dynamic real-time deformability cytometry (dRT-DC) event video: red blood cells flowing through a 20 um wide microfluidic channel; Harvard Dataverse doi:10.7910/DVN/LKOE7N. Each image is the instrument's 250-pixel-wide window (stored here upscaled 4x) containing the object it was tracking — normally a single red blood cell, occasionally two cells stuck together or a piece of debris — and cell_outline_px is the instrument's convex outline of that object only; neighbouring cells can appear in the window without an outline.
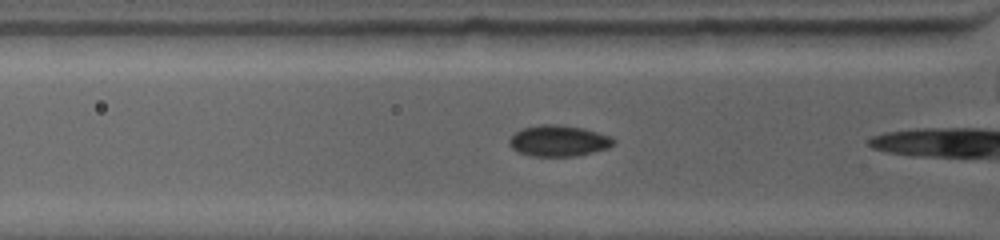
{"species": "common noctule bat (a hibernating species)", "species_latin": "Nyctalus noctula", "temperature_condition": "warm", "stored_images_in_passage": 10, "camera_frame_rate_fps": 4500, "um_per_image_px": 0.085, "animal": {"sex": "female", "body_mass_g": 19.0, "forearm_length_mm": 53.3}, "frame": {"image": 1, "passage_image": 2, "time_ms": 0.444, "image_size_px": [1000, 240], "cell_outline_px": [[616, 144], [608, 148], [576, 156], [532, 156], [520, 152], [512, 148], [508, 144], [508, 140], [520, 128], [540, 124], [556, 124], [584, 128], [612, 136], [616, 140]], "centroid_in_image_um": [47.51, 11.96], "position_along_channel_um": 78.3, "area_um2": 19.07}}
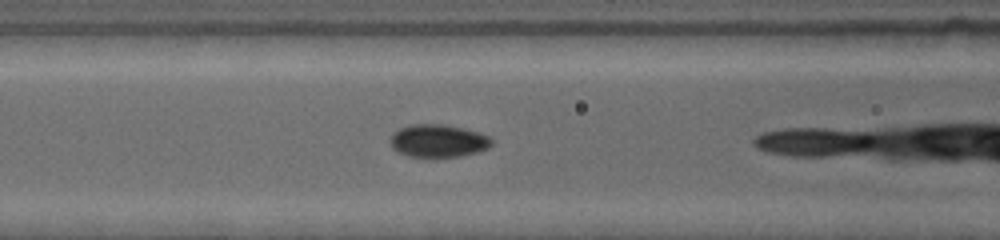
{"frame": {"image": 2, "passage_image": 5, "time_ms": 1.778, "image_size_px": [1000, 240], "cell_outline_px": [[492, 144], [488, 148], [476, 152], [460, 156], [436, 160], [408, 156], [396, 152], [392, 148], [388, 140], [392, 132], [408, 124], [444, 124], [464, 128], [480, 132], [492, 136]], "centroid_in_image_um": [37.21, 12.0], "position_along_channel_um": 129.4, "area_um2": 20.4}}